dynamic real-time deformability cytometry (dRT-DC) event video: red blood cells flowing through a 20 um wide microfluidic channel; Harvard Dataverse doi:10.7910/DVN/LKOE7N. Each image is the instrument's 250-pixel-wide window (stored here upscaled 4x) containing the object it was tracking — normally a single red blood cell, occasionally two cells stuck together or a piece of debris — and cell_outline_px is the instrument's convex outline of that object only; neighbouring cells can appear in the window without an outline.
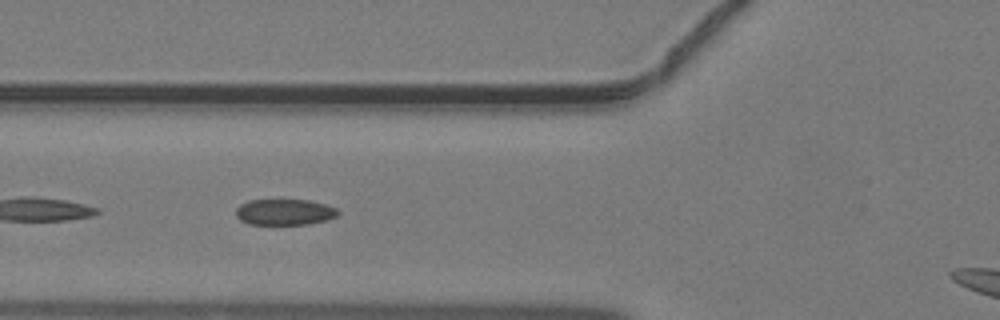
{"species": "common noctule bat (a hibernating species)", "species_latin": "Nyctalus noctula", "temperature_condition": "warm", "stored_images_in_passage": 32, "camera_frame_rate_fps": 3000, "um_per_image_px": 0.085, "animal": {"sex": "male", "body_mass_g": 19.2, "forearm_length_mm": 51.8}, "frame": {"image": 1, "passage_image": 10, "time_ms": 3.0, "image_size_px": [1000, 320], "cell_outline_px": [[340, 212], [336, 216], [324, 220], [308, 224], [248, 224], [240, 220], [236, 216], [236, 208], [240, 204], [248, 200], [308, 200], [324, 204], [336, 208]], "centroid_in_image_um": [24.15, 18.02], "position_along_channel_um": 101.6, "area_um2": 15.37}}